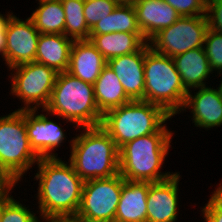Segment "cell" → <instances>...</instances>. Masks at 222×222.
<instances>
[{"instance_id": "obj_9", "label": "cell", "mask_w": 222, "mask_h": 222, "mask_svg": "<svg viewBox=\"0 0 222 222\" xmlns=\"http://www.w3.org/2000/svg\"><path fill=\"white\" fill-rule=\"evenodd\" d=\"M124 181L120 174L84 181L81 203L75 218L84 222H115Z\"/></svg>"}, {"instance_id": "obj_35", "label": "cell", "mask_w": 222, "mask_h": 222, "mask_svg": "<svg viewBox=\"0 0 222 222\" xmlns=\"http://www.w3.org/2000/svg\"><path fill=\"white\" fill-rule=\"evenodd\" d=\"M46 222H84V221H81L75 217H68V218H55L48 220Z\"/></svg>"}, {"instance_id": "obj_33", "label": "cell", "mask_w": 222, "mask_h": 222, "mask_svg": "<svg viewBox=\"0 0 222 222\" xmlns=\"http://www.w3.org/2000/svg\"><path fill=\"white\" fill-rule=\"evenodd\" d=\"M16 187V184H8L6 187H0V212L4 206V204L12 197L11 190Z\"/></svg>"}, {"instance_id": "obj_32", "label": "cell", "mask_w": 222, "mask_h": 222, "mask_svg": "<svg viewBox=\"0 0 222 222\" xmlns=\"http://www.w3.org/2000/svg\"><path fill=\"white\" fill-rule=\"evenodd\" d=\"M6 14L3 15L0 13V54L4 59L3 61H5L6 24L13 12Z\"/></svg>"}, {"instance_id": "obj_26", "label": "cell", "mask_w": 222, "mask_h": 222, "mask_svg": "<svg viewBox=\"0 0 222 222\" xmlns=\"http://www.w3.org/2000/svg\"><path fill=\"white\" fill-rule=\"evenodd\" d=\"M36 213L12 196L0 212V222H42Z\"/></svg>"}, {"instance_id": "obj_39", "label": "cell", "mask_w": 222, "mask_h": 222, "mask_svg": "<svg viewBox=\"0 0 222 222\" xmlns=\"http://www.w3.org/2000/svg\"><path fill=\"white\" fill-rule=\"evenodd\" d=\"M38 2H42V1H53V0H36Z\"/></svg>"}, {"instance_id": "obj_22", "label": "cell", "mask_w": 222, "mask_h": 222, "mask_svg": "<svg viewBox=\"0 0 222 222\" xmlns=\"http://www.w3.org/2000/svg\"><path fill=\"white\" fill-rule=\"evenodd\" d=\"M94 96L102 115L132 101L127 95L114 71L106 65L93 84Z\"/></svg>"}, {"instance_id": "obj_21", "label": "cell", "mask_w": 222, "mask_h": 222, "mask_svg": "<svg viewBox=\"0 0 222 222\" xmlns=\"http://www.w3.org/2000/svg\"><path fill=\"white\" fill-rule=\"evenodd\" d=\"M89 41L107 61L117 56L135 53L148 42L142 32L90 35Z\"/></svg>"}, {"instance_id": "obj_16", "label": "cell", "mask_w": 222, "mask_h": 222, "mask_svg": "<svg viewBox=\"0 0 222 222\" xmlns=\"http://www.w3.org/2000/svg\"><path fill=\"white\" fill-rule=\"evenodd\" d=\"M107 60L89 40L73 41L67 72L84 82L94 84Z\"/></svg>"}, {"instance_id": "obj_29", "label": "cell", "mask_w": 222, "mask_h": 222, "mask_svg": "<svg viewBox=\"0 0 222 222\" xmlns=\"http://www.w3.org/2000/svg\"><path fill=\"white\" fill-rule=\"evenodd\" d=\"M171 5L180 16L206 15L207 0H164Z\"/></svg>"}, {"instance_id": "obj_17", "label": "cell", "mask_w": 222, "mask_h": 222, "mask_svg": "<svg viewBox=\"0 0 222 222\" xmlns=\"http://www.w3.org/2000/svg\"><path fill=\"white\" fill-rule=\"evenodd\" d=\"M134 7L138 26L147 41L160 30L171 26L181 17L164 0H140Z\"/></svg>"}, {"instance_id": "obj_7", "label": "cell", "mask_w": 222, "mask_h": 222, "mask_svg": "<svg viewBox=\"0 0 222 222\" xmlns=\"http://www.w3.org/2000/svg\"><path fill=\"white\" fill-rule=\"evenodd\" d=\"M40 157L30 146L24 110L0 116V168L14 182L22 177Z\"/></svg>"}, {"instance_id": "obj_5", "label": "cell", "mask_w": 222, "mask_h": 222, "mask_svg": "<svg viewBox=\"0 0 222 222\" xmlns=\"http://www.w3.org/2000/svg\"><path fill=\"white\" fill-rule=\"evenodd\" d=\"M172 118L159 105L134 100L106 112L101 127L120 148L128 141L157 133Z\"/></svg>"}, {"instance_id": "obj_11", "label": "cell", "mask_w": 222, "mask_h": 222, "mask_svg": "<svg viewBox=\"0 0 222 222\" xmlns=\"http://www.w3.org/2000/svg\"><path fill=\"white\" fill-rule=\"evenodd\" d=\"M40 32L30 17L23 20L14 14L6 24L5 63L8 70L35 61Z\"/></svg>"}, {"instance_id": "obj_1", "label": "cell", "mask_w": 222, "mask_h": 222, "mask_svg": "<svg viewBox=\"0 0 222 222\" xmlns=\"http://www.w3.org/2000/svg\"><path fill=\"white\" fill-rule=\"evenodd\" d=\"M35 180L39 216L44 222L55 218L75 217L81 203L84 181L73 165L58 158H40Z\"/></svg>"}, {"instance_id": "obj_37", "label": "cell", "mask_w": 222, "mask_h": 222, "mask_svg": "<svg viewBox=\"0 0 222 222\" xmlns=\"http://www.w3.org/2000/svg\"><path fill=\"white\" fill-rule=\"evenodd\" d=\"M115 1L118 3V5L134 6L140 0H115Z\"/></svg>"}, {"instance_id": "obj_38", "label": "cell", "mask_w": 222, "mask_h": 222, "mask_svg": "<svg viewBox=\"0 0 222 222\" xmlns=\"http://www.w3.org/2000/svg\"><path fill=\"white\" fill-rule=\"evenodd\" d=\"M219 90H220V92H221V95H222V81L220 82V84H219Z\"/></svg>"}, {"instance_id": "obj_34", "label": "cell", "mask_w": 222, "mask_h": 222, "mask_svg": "<svg viewBox=\"0 0 222 222\" xmlns=\"http://www.w3.org/2000/svg\"><path fill=\"white\" fill-rule=\"evenodd\" d=\"M8 184H18L12 181L0 168V187H6Z\"/></svg>"}, {"instance_id": "obj_3", "label": "cell", "mask_w": 222, "mask_h": 222, "mask_svg": "<svg viewBox=\"0 0 222 222\" xmlns=\"http://www.w3.org/2000/svg\"><path fill=\"white\" fill-rule=\"evenodd\" d=\"M80 130L81 134H76L69 142L71 154L68 161L76 174L83 181L119 174V148L111 136L101 125L80 127Z\"/></svg>"}, {"instance_id": "obj_10", "label": "cell", "mask_w": 222, "mask_h": 222, "mask_svg": "<svg viewBox=\"0 0 222 222\" xmlns=\"http://www.w3.org/2000/svg\"><path fill=\"white\" fill-rule=\"evenodd\" d=\"M208 29L206 15L181 16L171 26L155 34L148 43L154 51L173 58L188 50L204 47Z\"/></svg>"}, {"instance_id": "obj_20", "label": "cell", "mask_w": 222, "mask_h": 222, "mask_svg": "<svg viewBox=\"0 0 222 222\" xmlns=\"http://www.w3.org/2000/svg\"><path fill=\"white\" fill-rule=\"evenodd\" d=\"M72 43L73 40L65 34L40 33L35 62L45 64L58 73L67 71Z\"/></svg>"}, {"instance_id": "obj_24", "label": "cell", "mask_w": 222, "mask_h": 222, "mask_svg": "<svg viewBox=\"0 0 222 222\" xmlns=\"http://www.w3.org/2000/svg\"><path fill=\"white\" fill-rule=\"evenodd\" d=\"M120 32H141L134 6L118 5L111 14L97 22L90 35Z\"/></svg>"}, {"instance_id": "obj_15", "label": "cell", "mask_w": 222, "mask_h": 222, "mask_svg": "<svg viewBox=\"0 0 222 222\" xmlns=\"http://www.w3.org/2000/svg\"><path fill=\"white\" fill-rule=\"evenodd\" d=\"M146 43L135 53L117 56L107 61V65L119 78L126 95L132 100L144 101V61Z\"/></svg>"}, {"instance_id": "obj_31", "label": "cell", "mask_w": 222, "mask_h": 222, "mask_svg": "<svg viewBox=\"0 0 222 222\" xmlns=\"http://www.w3.org/2000/svg\"><path fill=\"white\" fill-rule=\"evenodd\" d=\"M208 200L207 204L201 207L200 215L205 222H222V204L213 195Z\"/></svg>"}, {"instance_id": "obj_23", "label": "cell", "mask_w": 222, "mask_h": 222, "mask_svg": "<svg viewBox=\"0 0 222 222\" xmlns=\"http://www.w3.org/2000/svg\"><path fill=\"white\" fill-rule=\"evenodd\" d=\"M30 18L43 34H65V13L61 0L38 2Z\"/></svg>"}, {"instance_id": "obj_36", "label": "cell", "mask_w": 222, "mask_h": 222, "mask_svg": "<svg viewBox=\"0 0 222 222\" xmlns=\"http://www.w3.org/2000/svg\"><path fill=\"white\" fill-rule=\"evenodd\" d=\"M217 186L212 195L222 204V183H219Z\"/></svg>"}, {"instance_id": "obj_14", "label": "cell", "mask_w": 222, "mask_h": 222, "mask_svg": "<svg viewBox=\"0 0 222 222\" xmlns=\"http://www.w3.org/2000/svg\"><path fill=\"white\" fill-rule=\"evenodd\" d=\"M198 89V91H197ZM189 90L181 112L190 110L191 121L194 127L209 130L222 125V95L219 87L203 86ZM194 94V95H193Z\"/></svg>"}, {"instance_id": "obj_12", "label": "cell", "mask_w": 222, "mask_h": 222, "mask_svg": "<svg viewBox=\"0 0 222 222\" xmlns=\"http://www.w3.org/2000/svg\"><path fill=\"white\" fill-rule=\"evenodd\" d=\"M38 109L24 110L27 136L31 148L40 158H58L54 153L66 139L64 129L57 122L51 120L47 111ZM40 113V114H38Z\"/></svg>"}, {"instance_id": "obj_28", "label": "cell", "mask_w": 222, "mask_h": 222, "mask_svg": "<svg viewBox=\"0 0 222 222\" xmlns=\"http://www.w3.org/2000/svg\"><path fill=\"white\" fill-rule=\"evenodd\" d=\"M204 49L212 72L217 71L218 77L222 76V34L208 29L205 36Z\"/></svg>"}, {"instance_id": "obj_8", "label": "cell", "mask_w": 222, "mask_h": 222, "mask_svg": "<svg viewBox=\"0 0 222 222\" xmlns=\"http://www.w3.org/2000/svg\"><path fill=\"white\" fill-rule=\"evenodd\" d=\"M8 71H12L8 75L11 79L10 94L24 105L17 110H40L47 106L58 75L55 69L33 61Z\"/></svg>"}, {"instance_id": "obj_2", "label": "cell", "mask_w": 222, "mask_h": 222, "mask_svg": "<svg viewBox=\"0 0 222 222\" xmlns=\"http://www.w3.org/2000/svg\"><path fill=\"white\" fill-rule=\"evenodd\" d=\"M165 124L157 133L128 141L119 148V174L129 181L160 182L175 172H161L173 132Z\"/></svg>"}, {"instance_id": "obj_27", "label": "cell", "mask_w": 222, "mask_h": 222, "mask_svg": "<svg viewBox=\"0 0 222 222\" xmlns=\"http://www.w3.org/2000/svg\"><path fill=\"white\" fill-rule=\"evenodd\" d=\"M118 3L115 0H84V17L91 30L99 20L111 14Z\"/></svg>"}, {"instance_id": "obj_19", "label": "cell", "mask_w": 222, "mask_h": 222, "mask_svg": "<svg viewBox=\"0 0 222 222\" xmlns=\"http://www.w3.org/2000/svg\"><path fill=\"white\" fill-rule=\"evenodd\" d=\"M176 69L180 74L183 86L187 91L207 86L213 74L204 47L188 50L173 57Z\"/></svg>"}, {"instance_id": "obj_13", "label": "cell", "mask_w": 222, "mask_h": 222, "mask_svg": "<svg viewBox=\"0 0 222 222\" xmlns=\"http://www.w3.org/2000/svg\"><path fill=\"white\" fill-rule=\"evenodd\" d=\"M181 175L175 172L160 182H150L147 194V222H177L179 213V181Z\"/></svg>"}, {"instance_id": "obj_25", "label": "cell", "mask_w": 222, "mask_h": 222, "mask_svg": "<svg viewBox=\"0 0 222 222\" xmlns=\"http://www.w3.org/2000/svg\"><path fill=\"white\" fill-rule=\"evenodd\" d=\"M65 13V35L73 41L89 40L90 29L84 17V0H61Z\"/></svg>"}, {"instance_id": "obj_6", "label": "cell", "mask_w": 222, "mask_h": 222, "mask_svg": "<svg viewBox=\"0 0 222 222\" xmlns=\"http://www.w3.org/2000/svg\"><path fill=\"white\" fill-rule=\"evenodd\" d=\"M144 101L161 106L172 117L180 114L188 91L172 57L154 51L146 43Z\"/></svg>"}, {"instance_id": "obj_18", "label": "cell", "mask_w": 222, "mask_h": 222, "mask_svg": "<svg viewBox=\"0 0 222 222\" xmlns=\"http://www.w3.org/2000/svg\"><path fill=\"white\" fill-rule=\"evenodd\" d=\"M150 182L125 180L116 209L115 222H147Z\"/></svg>"}, {"instance_id": "obj_30", "label": "cell", "mask_w": 222, "mask_h": 222, "mask_svg": "<svg viewBox=\"0 0 222 222\" xmlns=\"http://www.w3.org/2000/svg\"><path fill=\"white\" fill-rule=\"evenodd\" d=\"M206 17L209 29L222 34V0H207Z\"/></svg>"}, {"instance_id": "obj_4", "label": "cell", "mask_w": 222, "mask_h": 222, "mask_svg": "<svg viewBox=\"0 0 222 222\" xmlns=\"http://www.w3.org/2000/svg\"><path fill=\"white\" fill-rule=\"evenodd\" d=\"M44 111L50 114L49 117L53 115L58 120L61 117L62 120L72 122L75 129L100 126L103 117L95 100L93 84L67 71L58 73Z\"/></svg>"}]
</instances>
